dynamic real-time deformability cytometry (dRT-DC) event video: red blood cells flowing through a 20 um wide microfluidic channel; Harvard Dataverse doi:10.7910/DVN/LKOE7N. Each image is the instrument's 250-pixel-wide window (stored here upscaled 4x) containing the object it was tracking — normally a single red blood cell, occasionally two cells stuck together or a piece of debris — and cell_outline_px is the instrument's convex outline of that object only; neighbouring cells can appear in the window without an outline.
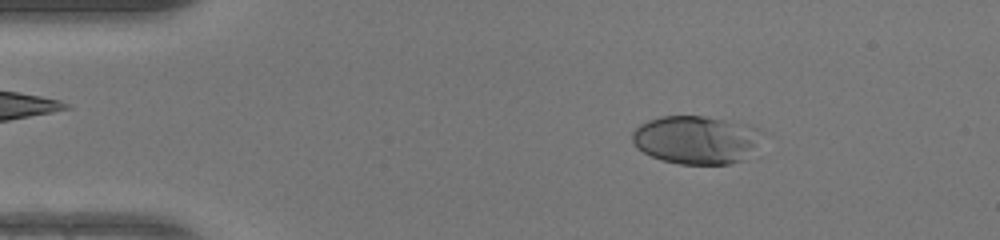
{"species": "human", "species_latin": "Homo sapiens", "temperature_condition": "warm", "stored_images_in_passage": 40, "camera_frame_rate_fps": 3000, "um_per_image_px": 0.085, "donor": {"sex": "female"}, "frame": {"image": 1, "passage_image": 7, "time_ms": 2.0, "image_size_px": [1000, 240], "cell_outline_px": [[764, 132], [744, 160], [728, 164], [680, 164], [660, 160], [636, 148], [632, 140], [632, 132], [640, 124], [648, 120], [660, 116], [704, 116], [744, 124], [760, 128]], "centroid_in_image_um": [59.14, 11.88], "position_along_channel_um": 25.9, "area_um2": 36.41}}
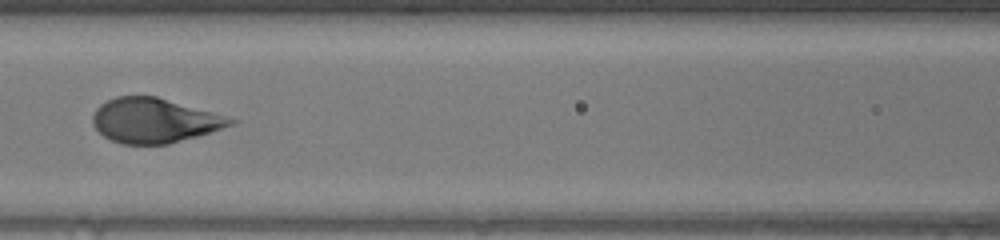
{"frame": {"image": 2, "passage_image": 21, "time_ms": 6.667, "image_size_px": [1000, 240], "cell_outline_px": [[236, 120], [232, 124], [196, 136], [168, 144], [120, 144], [104, 136], [92, 124], [92, 116], [96, 108], [100, 104], [116, 96], [156, 96], [212, 112]], "centroid_in_image_um": [13.04, 10.24], "position_along_channel_um": 153.6, "area_um2": 35.26}}
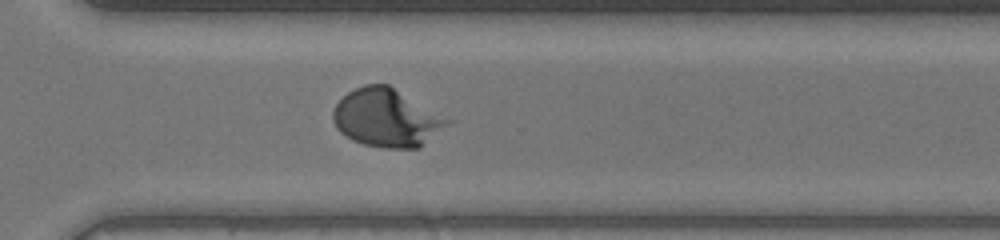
{"frame": {"image": 3, "passage_image": 34, "time_ms": 11.0, "image_size_px": [1000, 240], "cell_outline_px": [[456, 120], [420, 148], [384, 148], [364, 144], [352, 140], [340, 132], [336, 128], [332, 120], [332, 112], [336, 104], [348, 92], [364, 84], [388, 84]], "centroid_in_image_um": [32.93, 10.02], "position_along_channel_um": 337.7, "area_um2": 39.42}, "authors_computed_cell_mechanics": {"area_um2": 36.7608, "velocity_mm_per_s": 4.2544, "shape_relaxation_time_tau1_ms": 3.961, "shape_relaxation_time_tau2_ms": null, "deformation_change_tau1": 0.2256, "deformation_change_tau2": null}}